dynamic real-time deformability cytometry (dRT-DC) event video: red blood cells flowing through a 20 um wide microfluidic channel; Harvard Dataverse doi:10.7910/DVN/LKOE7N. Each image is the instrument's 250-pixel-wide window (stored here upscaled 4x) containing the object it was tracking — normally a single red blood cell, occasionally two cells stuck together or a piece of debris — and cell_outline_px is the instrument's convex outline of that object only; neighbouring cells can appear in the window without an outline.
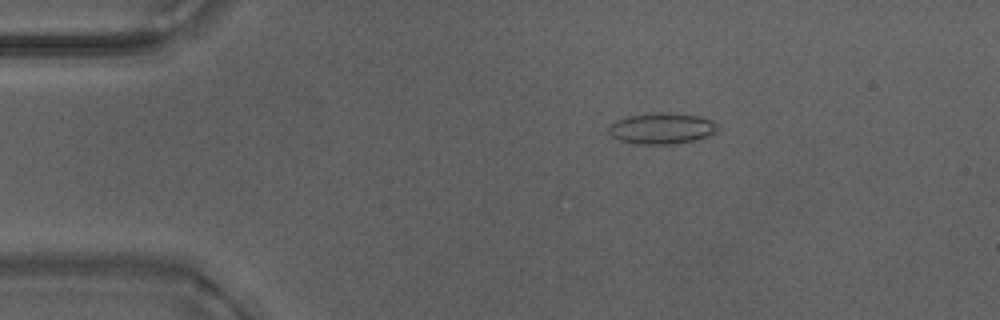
{"species": "Egyptian fruit bat (a non-hibernating species)", "species_latin": "Rousettus aegyptiacus", "temperature_condition": "warm", "stored_images_in_passage": 53, "camera_frame_rate_fps": 3000, "um_per_image_px": 0.085, "animal": {"sex": "male"}, "frame": {"image": 1, "passage_image": 10, "time_ms": 3.0, "image_size_px": [1000, 320], "cell_outline_px": [[716, 128], [712, 132], [704, 136], [692, 140], [668, 144], [636, 144], [620, 140], [612, 136], [608, 132], [608, 128], [616, 120], [628, 116], [660, 112], [672, 112], [700, 116], [712, 120], [716, 124]], "centroid_in_image_um": [56.19, 10.89], "position_along_channel_um": 28.8, "area_um2": 19.36}}
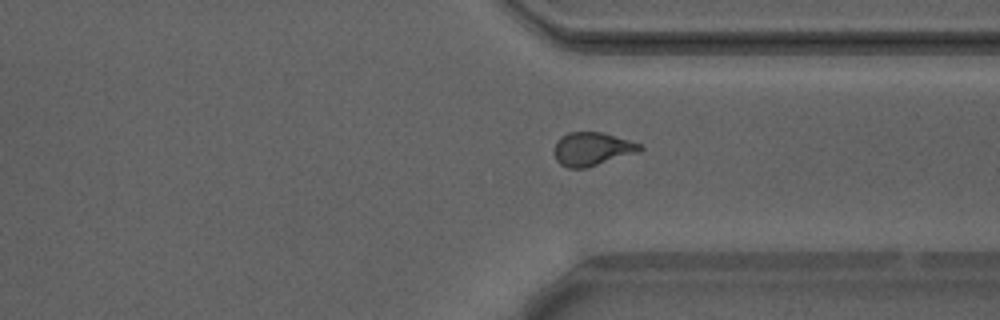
{"frame": {"image": 2, "passage_image": 40, "time_ms": 13.0, "image_size_px": [1000, 320], "cell_outline_px": [[644, 148], [640, 152], [588, 168], [568, 168], [560, 164], [556, 160], [552, 152], [556, 140], [560, 136], [568, 132], [600, 132], [628, 140], [640, 144]], "centroid_in_image_um": [50.29, 12.68], "position_along_channel_um": 361.1, "area_um2": 16.99}}
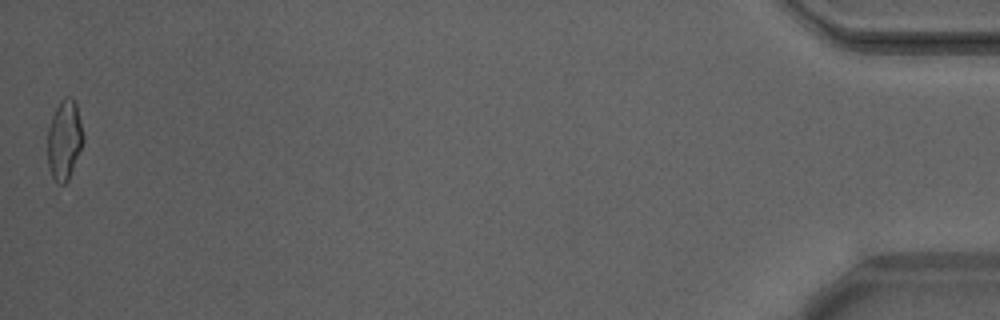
{"frame": {"image": 3, "passage_image": 53, "time_ms": 17.333, "image_size_px": [1000, 320], "cell_outline_px": [[84, 140], [68, 180], [64, 184], [56, 184], [48, 168], [48, 124], [60, 100], [64, 96], [68, 96], [76, 104], [84, 136]], "centroid_in_image_um": [5.45, 11.9], "position_along_channel_um": 429.7, "area_um2": 16.53}, "authors_computed_cell_mechanics": {"area_um2": 16.8198, "velocity_mm_per_s": 3.8955, "shape_relaxation_time_tau1_ms": null, "shape_relaxation_time_tau2_ms": 1.2129, "deformation_change_tau1": null, "deformation_change_tau2": 0.0794}}